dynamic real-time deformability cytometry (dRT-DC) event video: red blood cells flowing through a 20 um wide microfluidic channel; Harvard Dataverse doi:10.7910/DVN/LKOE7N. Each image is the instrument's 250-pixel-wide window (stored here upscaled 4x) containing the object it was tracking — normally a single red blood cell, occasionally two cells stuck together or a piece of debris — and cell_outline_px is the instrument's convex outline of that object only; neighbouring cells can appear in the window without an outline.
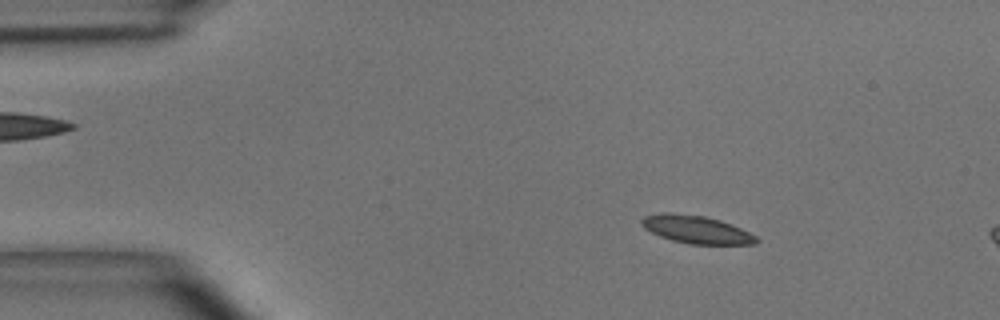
{"species": "common noctule bat (a hibernating species)", "species_latin": "Nyctalus noctula", "temperature_condition": "room temperature", "stored_images_in_passage": 4, "segment_of_instrument_passage": [1, 2], "camera_frame_rate_fps": 3000, "um_per_image_px": 0.085, "animal": {"sex": "male", "body_mass_g": 15.6}, "frame": {"image": 1, "passage_image": 2, "time_ms": 0.333, "image_size_px": [1000, 320], "cell_outline_px": [[760, 240], [756, 244], [688, 244], [672, 240], [660, 236], [644, 228], [640, 224], [640, 220], [644, 216], [660, 212], [672, 212], [704, 216], [720, 220], [732, 224], [756, 236]], "centroid_in_image_um": [59.16, 19.5], "position_along_channel_um": 25.8, "area_um2": 18.73}}